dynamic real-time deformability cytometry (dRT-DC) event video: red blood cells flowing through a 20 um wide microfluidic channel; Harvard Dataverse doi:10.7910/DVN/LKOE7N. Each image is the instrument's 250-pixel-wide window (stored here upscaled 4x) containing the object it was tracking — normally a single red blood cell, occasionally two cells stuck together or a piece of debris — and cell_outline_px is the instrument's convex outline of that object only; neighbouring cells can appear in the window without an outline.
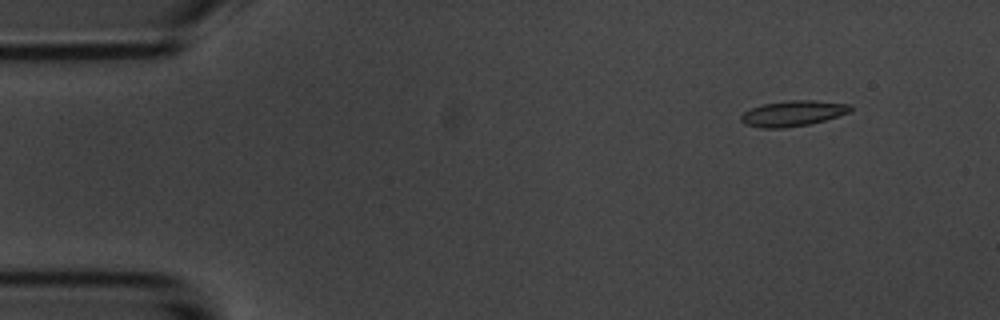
{"species": "common noctule bat (a hibernating species)", "species_latin": "Nyctalus noctula", "temperature_condition": "room temperature", "stored_images_in_passage": 5, "camera_frame_rate_fps": 3000, "um_per_image_px": 0.085, "animal": {"sex": "male", "body_mass_g": 20.1, "forearm_length_mm": 53.5}, "frame": {"image": 1, "passage_image": 2, "time_ms": 1.333, "image_size_px": [1000, 320], "cell_outline_px": [[852, 112], [824, 120], [808, 124], [784, 128], [760, 128], [744, 124], [740, 120], [740, 116], [744, 112], [760, 104], [788, 100], [816, 100], [852, 104]], "centroid_in_image_um": [67.4, 9.63], "position_along_channel_um": 17.6, "area_um2": 16.53}}